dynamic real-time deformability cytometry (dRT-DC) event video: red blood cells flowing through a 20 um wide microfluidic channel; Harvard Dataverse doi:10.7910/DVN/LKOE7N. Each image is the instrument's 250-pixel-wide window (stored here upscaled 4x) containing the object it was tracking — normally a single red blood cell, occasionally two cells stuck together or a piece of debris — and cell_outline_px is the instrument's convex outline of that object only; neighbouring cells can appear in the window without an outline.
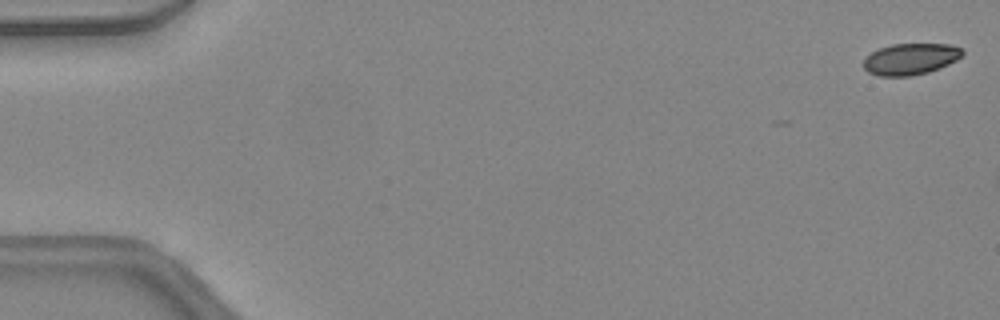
{"species": "common noctule bat (a hibernating species)", "species_latin": "Nyctalus noctula", "temperature_condition": "warm", "stored_images_in_passage": 3, "camera_frame_rate_fps": 3000, "um_per_image_px": 0.085, "animal": {"sex": "female", "body_mass_g": 24.6, "forearm_length_mm": 56.2}, "frame": {"image": 1, "passage_image": 1, "time_ms": 0.0, "image_size_px": [1000, 320], "cell_outline_px": [[964, 52], [956, 60], [940, 68], [928, 72], [912, 76], [880, 76], [868, 72], [864, 68], [864, 60], [872, 52], [880, 48], [892, 44], [948, 44], [960, 48]], "centroid_in_image_um": [77.39, 5.02], "position_along_channel_um": 7.6, "area_um2": 17.92}}